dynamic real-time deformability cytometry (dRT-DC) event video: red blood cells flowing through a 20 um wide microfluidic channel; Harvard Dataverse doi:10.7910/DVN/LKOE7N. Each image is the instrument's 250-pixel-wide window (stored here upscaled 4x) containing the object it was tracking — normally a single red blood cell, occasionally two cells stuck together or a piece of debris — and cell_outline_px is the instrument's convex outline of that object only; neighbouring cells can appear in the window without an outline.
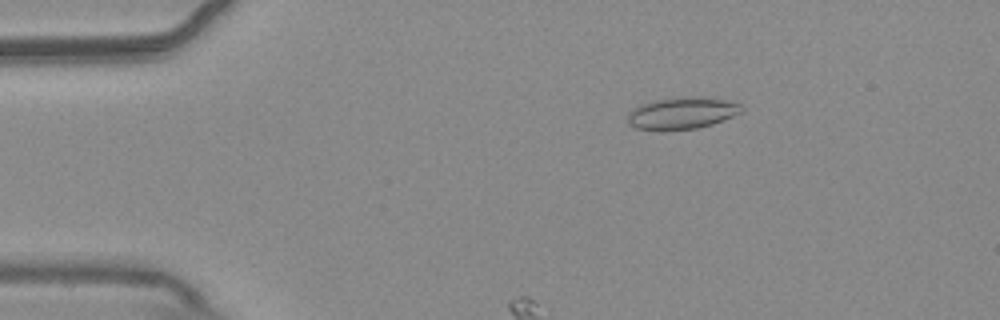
{"species": "common noctule bat (a hibernating species)", "species_latin": "Nyctalus noctula", "temperature_condition": "warm", "stored_images_in_passage": 52, "camera_frame_rate_fps": 3000, "um_per_image_px": 0.085, "animal": {"sex": "male", "body_mass_g": 20.4}, "frame": {"image": 1, "passage_image": 9, "time_ms": 2.667, "image_size_px": [1000, 320], "cell_outline_px": [[744, 108], [740, 112], [732, 116], [712, 124], [696, 128], [660, 132], [636, 128], [628, 124], [628, 112], [632, 108], [640, 104], [652, 100], [688, 96], [700, 96], [724, 100], [740, 104]], "centroid_in_image_um": [57.89, 9.63], "position_along_channel_um": 27.1, "area_um2": 21.5}}
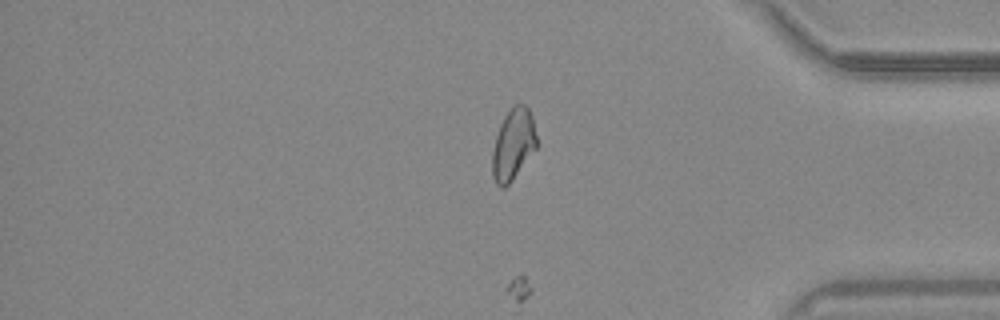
{"frame": {"image": 2, "passage_image": 45, "time_ms": 14.667, "image_size_px": [1000, 320], "cell_outline_px": [[536, 148], [512, 180], [504, 188], [500, 188], [496, 184], [492, 176], [492, 152], [496, 136], [500, 124], [504, 116], [516, 104], [524, 104], [528, 108], [532, 116], [536, 136]], "centroid_in_image_um": [43.6, 12.29], "position_along_channel_um": 391.6, "area_um2": 18.21}}